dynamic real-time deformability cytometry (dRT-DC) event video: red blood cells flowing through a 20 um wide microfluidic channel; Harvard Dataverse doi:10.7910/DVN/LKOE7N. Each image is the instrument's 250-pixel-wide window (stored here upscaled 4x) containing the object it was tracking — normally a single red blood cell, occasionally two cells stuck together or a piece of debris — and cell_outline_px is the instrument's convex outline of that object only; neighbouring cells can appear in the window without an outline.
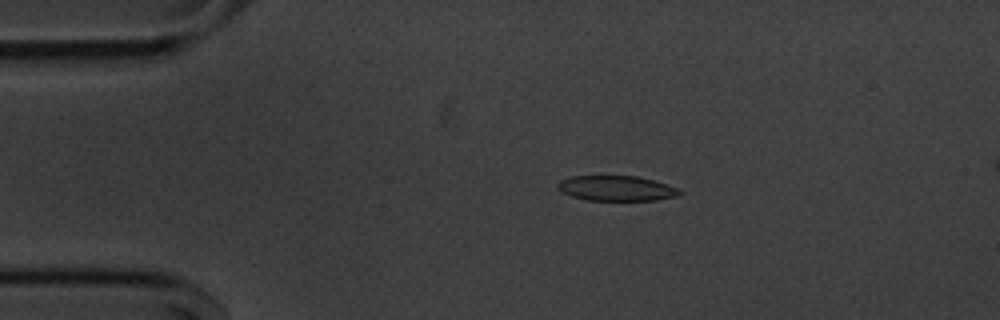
{"species": "common noctule bat (a hibernating species)", "species_latin": "Nyctalus noctula", "temperature_condition": "cold", "stored_images_in_passage": 55, "camera_frame_rate_fps": 3000, "um_per_image_px": 0.085, "animal": {"sex": "male", "body_mass_g": 20.1, "forearm_length_mm": 53.5}, "frame": {"image": 1, "passage_image": 11, "time_ms": 3.333, "image_size_px": [1000, 320], "cell_outline_px": [[684, 192], [676, 196], [656, 200], [588, 200], [572, 196], [560, 192], [556, 188], [556, 184], [560, 180], [572, 176], [636, 176], [652, 180], [676, 188]], "centroid_in_image_um": [52.33, 16.01], "position_along_channel_um": 32.7, "area_um2": 17.74}}
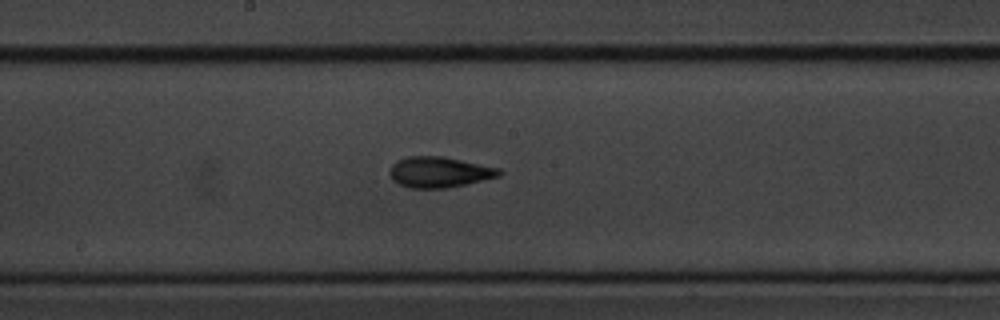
{"frame": {"image": 2, "passage_image": 29, "time_ms": 9.333, "image_size_px": [1000, 320], "cell_outline_px": [[504, 172], [500, 176], [464, 184], [444, 188], [408, 188], [392, 180], [388, 172], [392, 164], [396, 160], [408, 156], [444, 156], [500, 168]], "centroid_in_image_um": [37.32, 14.62], "position_along_channel_um": 210.9, "area_um2": 19.71}}
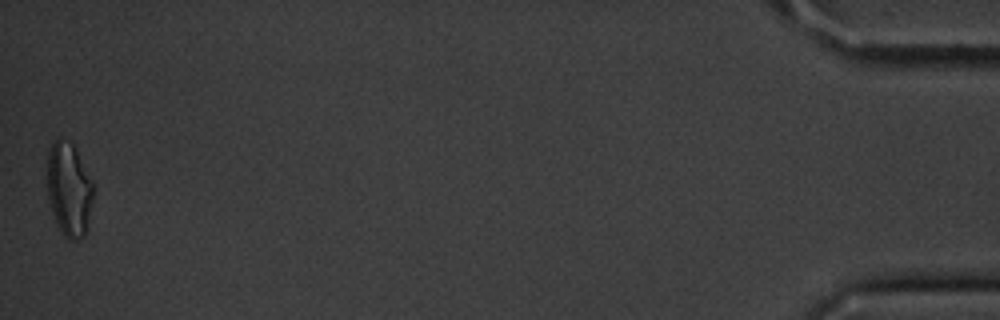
{"frame": {"image": 3, "passage_image": 55, "time_ms": 18.0, "image_size_px": [1000, 320], "cell_outline_px": [[92, 200], [84, 236], [76, 240], [68, 240], [64, 236], [56, 224], [48, 200], [48, 152], [52, 144], [60, 136], [72, 144], [76, 148], [92, 180]], "centroid_in_image_um": [5.85, 16.09], "position_along_channel_um": 429.3, "area_um2": 24.97}, "authors_computed_cell_mechanics": {"area_um2": 18.9584, "velocity_mm_per_s": 3.6118, "shape_relaxation_time_tau1_ms": 4.7983, "shape_relaxation_time_tau2_ms": 2.4823, "deformation_change_tau1": 0.1291, "deformation_change_tau2": 0.0956}}